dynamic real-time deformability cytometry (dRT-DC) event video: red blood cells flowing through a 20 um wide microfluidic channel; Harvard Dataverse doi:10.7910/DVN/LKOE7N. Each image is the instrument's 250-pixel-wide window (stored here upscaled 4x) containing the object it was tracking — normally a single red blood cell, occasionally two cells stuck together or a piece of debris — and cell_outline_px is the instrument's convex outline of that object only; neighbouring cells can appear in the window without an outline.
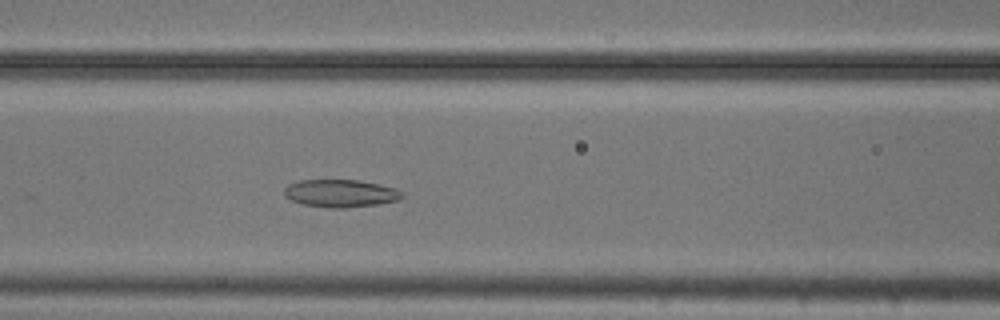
{"species": "common noctule bat (a hibernating species)", "species_latin": "Nyctalus noctula", "temperature_condition": "cold", "stored_images_in_passage": 52, "camera_frame_rate_fps": 3000, "um_per_image_px": 0.085, "animal": {"sex": "male", "body_mass_g": 20.5, "forearm_length_mm": 52.5}, "frame": {"image": 1, "passage_image": 21, "time_ms": 6.667, "image_size_px": [1000, 320], "cell_outline_px": [[404, 196], [400, 200], [380, 204], [344, 208], [332, 208], [304, 204], [292, 200], [284, 196], [284, 188], [288, 184], [300, 180], [360, 180], [396, 188], [404, 192]], "centroid_in_image_um": [28.99, 16.43], "position_along_channel_um": 137.6, "area_um2": 19.13}}
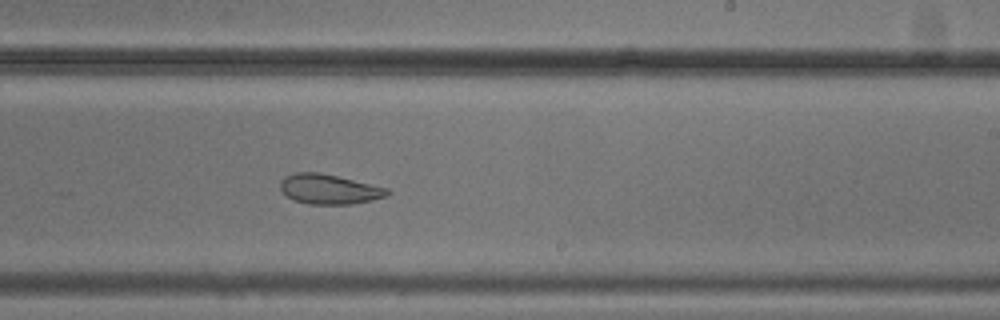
{"frame": {"image": 2, "passage_image": 31, "time_ms": 10.0, "image_size_px": [1000, 320], "cell_outline_px": [[392, 192], [388, 196], [372, 200], [352, 204], [308, 204], [296, 200], [288, 196], [280, 188], [280, 180], [284, 176], [296, 172], [320, 172], [388, 188]], "centroid_in_image_um": [28.0, 16.07], "position_along_channel_um": 261.0, "area_um2": 18.61}}
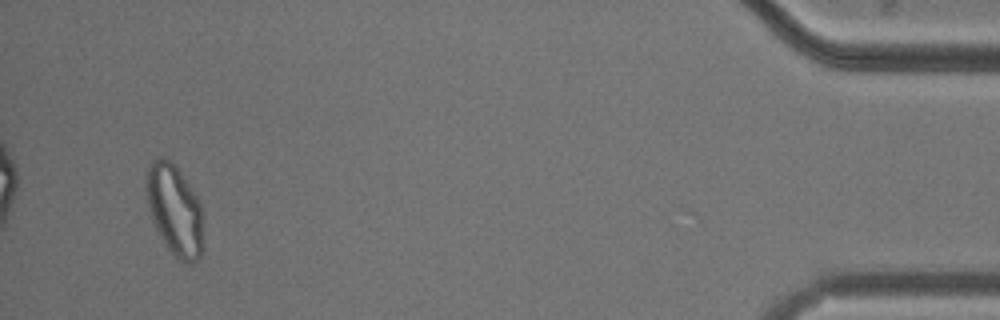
{"frame": {"image": 3, "passage_image": 50, "time_ms": 16.333, "image_size_px": [1000, 320], "cell_outline_px": [[204, 248], [196, 264], [188, 264], [176, 260], [168, 248], [156, 228], [152, 220], [144, 188], [148, 168], [152, 160], [156, 156], [164, 156], [180, 172], [196, 196], [200, 204]], "centroid_in_image_um": [14.84, 17.9], "position_along_channel_um": 420.4, "area_um2": 30.35}, "authors_computed_cell_mechanics": {"area_um2": 24.7384, "velocity_mm_per_s": 3.707, "shape_relaxation_time_tau1_ms": null, "shape_relaxation_time_tau2_ms": 2.7219, "deformation_change_tau1": null, "deformation_change_tau2": 0.0755}}